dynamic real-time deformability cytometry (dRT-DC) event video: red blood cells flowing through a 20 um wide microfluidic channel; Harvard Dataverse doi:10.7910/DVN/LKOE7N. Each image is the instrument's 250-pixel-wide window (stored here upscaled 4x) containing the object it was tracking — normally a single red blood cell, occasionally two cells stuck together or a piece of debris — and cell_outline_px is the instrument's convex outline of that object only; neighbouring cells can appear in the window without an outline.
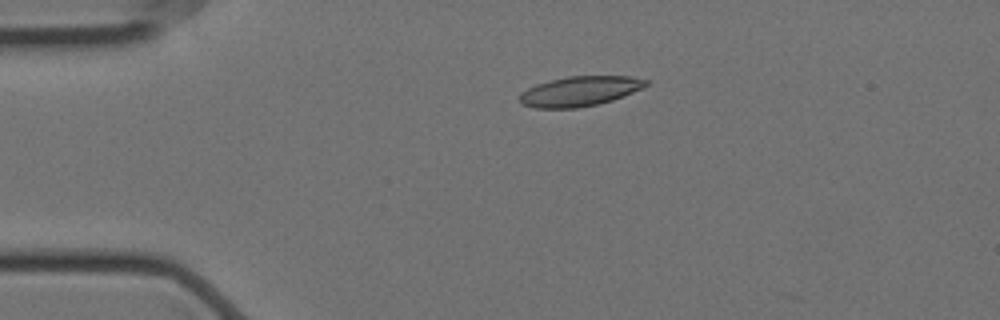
{"species": "Egyptian fruit bat (a non-hibernating species)", "species_latin": "Rousettus aegyptiacus", "temperature_condition": "cold", "stored_images_in_passage": 10, "camera_frame_rate_fps": 3000, "um_per_image_px": 0.085, "animal": {"sex": "female"}, "frame": {"image": 1, "passage_image": 6, "time_ms": 1.667, "image_size_px": [1000, 320], "cell_outline_px": [[648, 84], [624, 96], [612, 100], [596, 104], [576, 108], [536, 108], [520, 104], [520, 92], [536, 84], [568, 76], [632, 76], [648, 80]], "centroid_in_image_um": [49.26, 7.75], "position_along_channel_um": 35.7, "area_um2": 21.85}}